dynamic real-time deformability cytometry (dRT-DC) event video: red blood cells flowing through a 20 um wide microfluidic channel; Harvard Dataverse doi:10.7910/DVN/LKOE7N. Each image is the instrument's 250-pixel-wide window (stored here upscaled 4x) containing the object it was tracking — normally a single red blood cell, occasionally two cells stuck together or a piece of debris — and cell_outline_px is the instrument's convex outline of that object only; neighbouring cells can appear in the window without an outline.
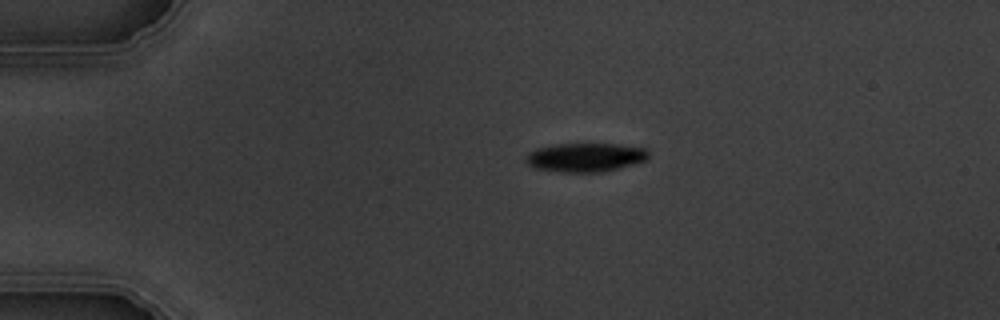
{"species": "common noctule bat (a hibernating species)", "species_latin": "Nyctalus noctula", "temperature_condition": "warm", "stored_images_in_passage": 6, "camera_frame_rate_fps": 3000, "um_per_image_px": 0.085, "animal": {"sex": "male", "body_mass_g": 19.5, "forearm_length_mm": 54.6}, "frame": {"image": 1, "passage_image": 1, "time_ms": 0.0, "image_size_px": [1000, 320], "cell_outline_px": [[648, 160], [604, 172], [560, 172], [536, 168], [528, 164], [524, 160], [524, 156], [528, 152], [536, 148], [556, 144], [612, 144], [644, 148], [648, 152]], "centroid_in_image_um": [49.72, 13.38], "position_along_channel_um": 35.3, "area_um2": 20.63}}
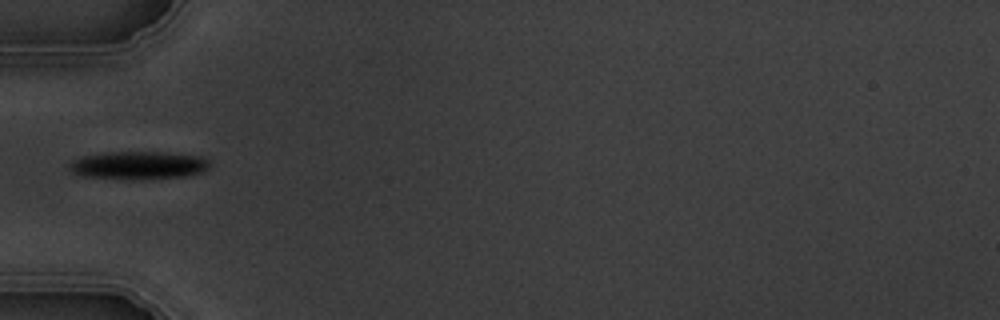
{"frame": {"image": 2, "passage_image": 3, "time_ms": 2.333, "image_size_px": [1000, 320], "cell_outline_px": [[208, 168], [204, 172], [188, 176], [140, 180], [128, 180], [84, 176], [72, 172], [68, 168], [68, 164], [72, 160], [84, 156], [112, 152], [168, 152], [200, 156], [208, 160]], "centroid_in_image_um": [11.78, 14.07], "position_along_channel_um": 73.2, "area_um2": 23.18}}